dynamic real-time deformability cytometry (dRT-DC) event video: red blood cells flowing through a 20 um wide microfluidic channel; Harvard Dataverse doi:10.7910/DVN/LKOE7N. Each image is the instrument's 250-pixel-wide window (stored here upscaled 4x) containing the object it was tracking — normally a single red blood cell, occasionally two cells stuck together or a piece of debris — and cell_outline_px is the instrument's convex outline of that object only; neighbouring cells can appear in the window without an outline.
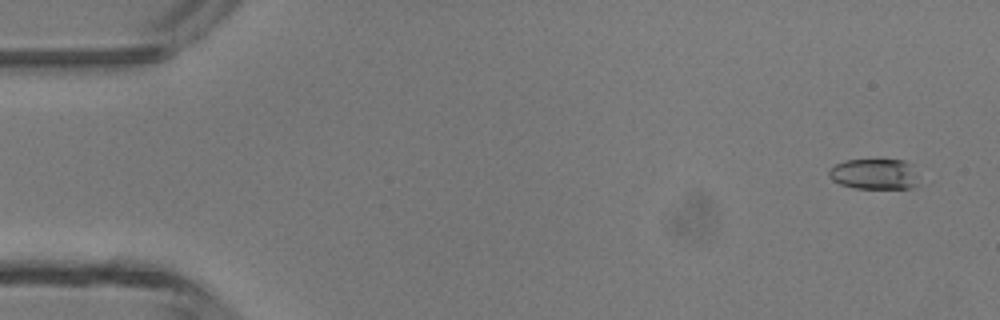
{"species": "common noctule bat (a hibernating species)", "species_latin": "Nyctalus noctula", "temperature_condition": "room temperature", "stored_images_in_passage": 47, "camera_frame_rate_fps": 3000, "um_per_image_px": 0.085, "animal": {"sex": "male", "body_mass_g": 13.3}, "frame": {"image": 1, "passage_image": 3, "time_ms": 0.667, "image_size_px": [1000, 320], "cell_outline_px": [[920, 184], [912, 188], [856, 188], [840, 184], [832, 180], [828, 176], [828, 172], [836, 164], [844, 160], [904, 160], [908, 164]], "centroid_in_image_um": [74.29, 14.81], "position_along_channel_um": 10.7, "area_um2": 15.78}}
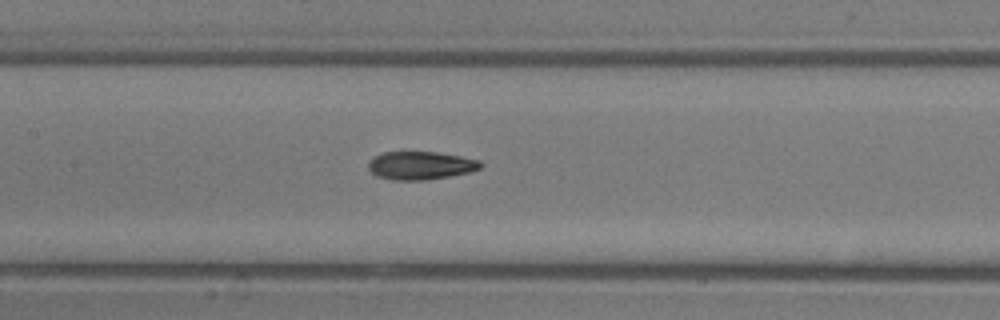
{"frame": {"image": 2, "passage_image": 23, "time_ms": 7.333, "image_size_px": [1000, 320], "cell_outline_px": [[484, 164], [480, 168], [468, 172], [448, 176], [424, 180], [396, 180], [376, 176], [368, 168], [368, 164], [376, 156], [384, 152], [436, 152], [460, 156], [480, 160]], "centroid_in_image_um": [35.77, 14.06], "position_along_channel_um": 171.6, "area_um2": 18.15}}
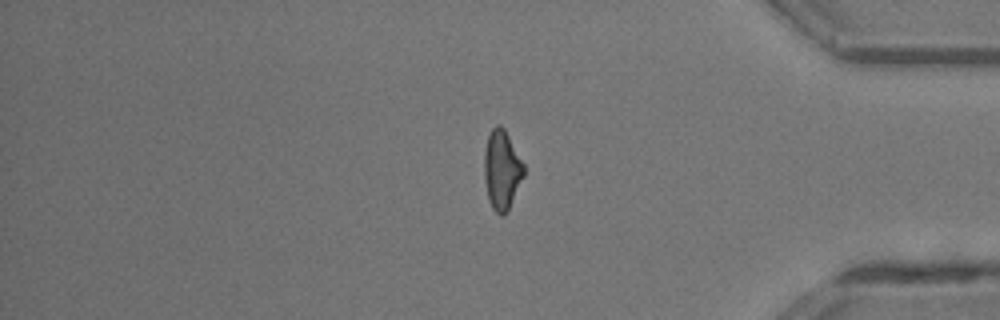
{"frame": {"image": 3, "passage_image": 40, "time_ms": 13.0, "image_size_px": [1000, 320], "cell_outline_px": [[524, 176], [508, 212], [504, 216], [500, 216], [492, 208], [488, 200], [484, 176], [484, 152], [488, 136], [492, 128], [496, 124], [500, 124], [504, 128], [524, 164]], "centroid_in_image_um": [42.66, 14.47], "position_along_channel_um": 392.5, "area_um2": 18.5}}